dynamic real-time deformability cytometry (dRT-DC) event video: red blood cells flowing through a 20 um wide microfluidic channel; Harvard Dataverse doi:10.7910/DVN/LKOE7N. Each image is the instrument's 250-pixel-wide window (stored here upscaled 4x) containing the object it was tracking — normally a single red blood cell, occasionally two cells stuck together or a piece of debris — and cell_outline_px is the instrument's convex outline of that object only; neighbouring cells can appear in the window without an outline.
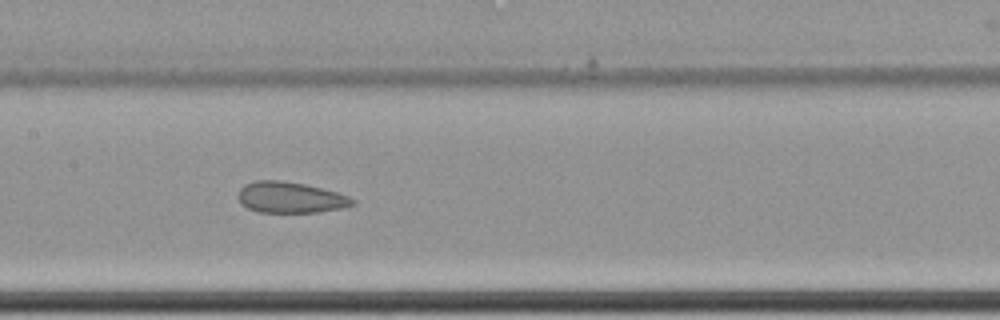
{"species": "common noctule bat (a hibernating species)", "species_latin": "Nyctalus noctula", "temperature_condition": "cold", "stored_images_in_passage": 12, "camera_frame_rate_fps": 3000, "um_per_image_px": 0.085, "animal": {"sex": "female", "body_mass_g": 22.7, "forearm_length_mm": 54.2}, "frame": {"image": 1, "passage_image": 9, "time_ms": 2.667, "image_size_px": [1000, 320], "cell_outline_px": [[356, 204], [344, 208], [316, 212], [260, 212], [248, 208], [240, 204], [236, 196], [240, 188], [244, 184], [256, 180], [280, 180], [304, 184], [336, 192], [348, 196], [356, 200]], "centroid_in_image_um": [24.65, 16.78], "position_along_channel_um": 182.7, "area_um2": 20.81}}
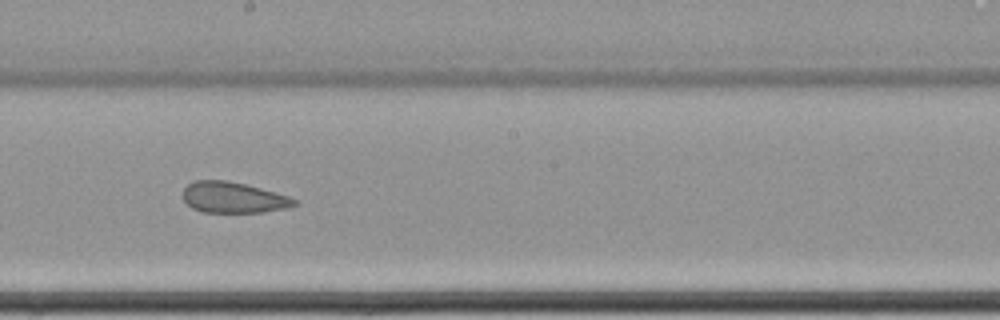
{"frame": {"image": 2, "passage_image": 10, "time_ms": 3.0, "image_size_px": [1000, 320], "cell_outline_px": [[296, 204], [288, 208], [260, 212], [204, 212], [192, 208], [184, 200], [184, 188], [192, 180], [224, 180], [244, 184], [260, 188], [288, 196], [296, 200]], "centroid_in_image_um": [19.81, 16.78], "position_along_channel_um": 228.4, "area_um2": 19.83}}
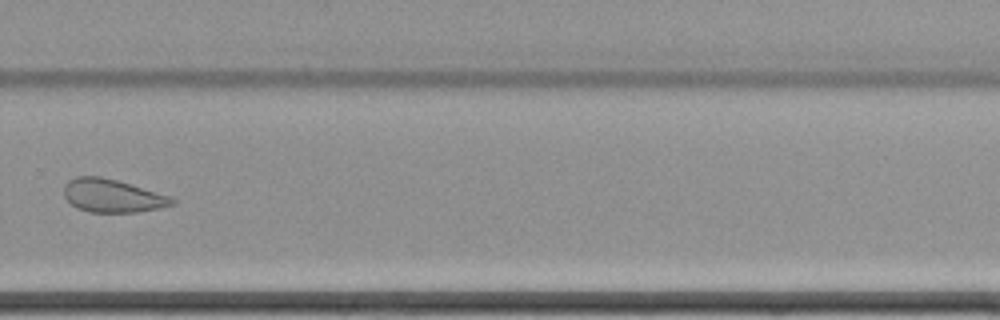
{"frame": {"image": 3, "passage_image": 12, "time_ms": 3.667, "image_size_px": [1000, 320], "cell_outline_px": [[176, 204], [160, 208], [136, 212], [88, 212], [76, 208], [64, 196], [64, 184], [68, 180], [76, 176], [100, 176], [116, 180], [168, 196], [176, 200]], "centroid_in_image_um": [9.51, 16.64], "position_along_channel_um": 320.3, "area_um2": 20.75}}